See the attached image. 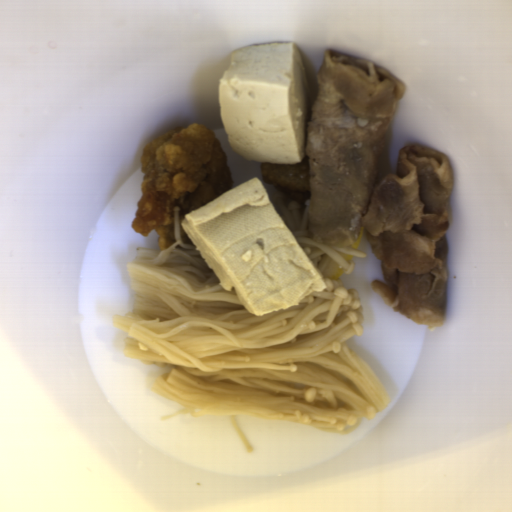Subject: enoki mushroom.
<instances>
[{
    "label": "enoki mushroom",
    "mask_w": 512,
    "mask_h": 512,
    "mask_svg": "<svg viewBox=\"0 0 512 512\" xmlns=\"http://www.w3.org/2000/svg\"><path fill=\"white\" fill-rule=\"evenodd\" d=\"M274 195L290 231L320 275L324 288L299 305L256 316L235 287L226 290L196 245L179 232L180 205L172 208L175 242L162 251L138 247L128 263L133 309L114 315L127 332L123 355L144 364L170 366L153 383V393L179 404L161 419L190 414L227 416L247 452L253 450L237 416L348 434L362 417L390 403L383 385L346 341L363 330L355 288L324 275L332 260L354 270L353 249L321 245L309 237L311 197L286 204Z\"/></svg>",
    "instance_id": "obj_1"
}]
</instances>
